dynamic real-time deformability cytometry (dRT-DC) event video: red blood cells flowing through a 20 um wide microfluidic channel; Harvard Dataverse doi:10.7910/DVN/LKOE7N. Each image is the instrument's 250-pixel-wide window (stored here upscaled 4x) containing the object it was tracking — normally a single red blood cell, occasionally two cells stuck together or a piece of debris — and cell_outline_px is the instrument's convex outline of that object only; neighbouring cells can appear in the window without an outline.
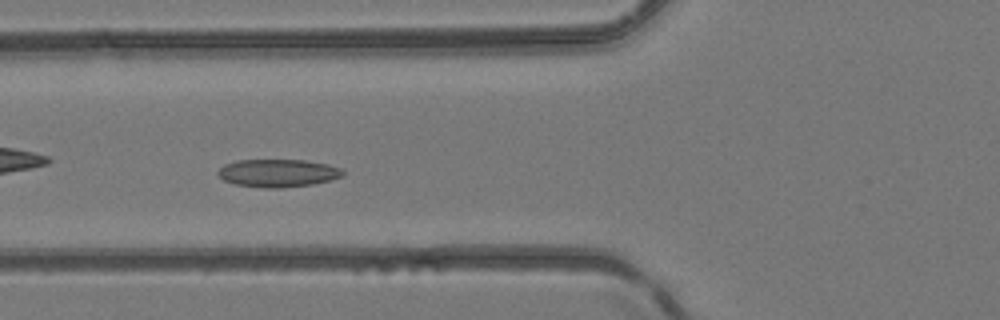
{"species": "common noctule bat (a hibernating species)", "species_latin": "Nyctalus noctula", "temperature_condition": "room temperature", "stored_images_in_passage": 47, "camera_frame_rate_fps": 3000, "um_per_image_px": 0.085, "animal": {"sex": "female", "body_mass_g": 24.6, "forearm_length_mm": 56.2}, "frame": {"image": 1, "passage_image": 17, "time_ms": 5.333, "image_size_px": [1000, 320], "cell_outline_px": [[344, 176], [332, 180], [312, 184], [280, 188], [264, 188], [236, 184], [224, 180], [216, 172], [224, 164], [236, 160], [304, 160], [328, 164], [340, 168], [344, 172]], "centroid_in_image_um": [23.64, 14.71], "position_along_channel_um": 102.2, "area_um2": 20.29}}
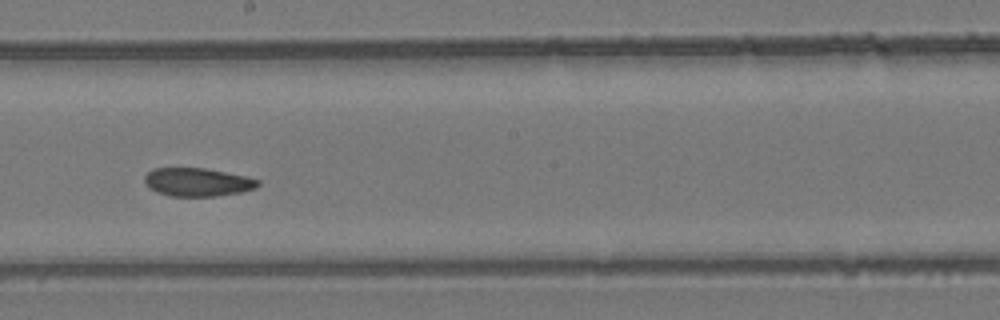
{"frame": {"image": 2, "passage_image": 26, "time_ms": 8.333, "image_size_px": [1000, 320], "cell_outline_px": [[260, 184], [256, 188], [240, 192], [216, 196], [172, 196], [156, 192], [144, 180], [144, 176], [152, 168], [204, 168], [244, 176], [260, 180]], "centroid_in_image_um": [16.79, 15.48], "position_along_channel_um": 231.4, "area_um2": 18.5}}
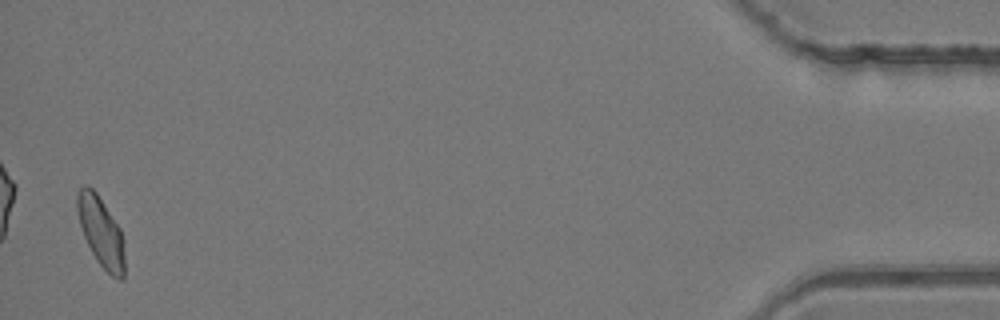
{"frame": {"image": 3, "passage_image": 46, "time_ms": 15.0, "image_size_px": [1000, 320], "cell_outline_px": [[124, 280], [120, 280], [112, 276], [96, 260], [84, 236], [80, 224], [76, 208], [76, 192], [84, 184], [88, 184], [96, 192], [120, 228], [124, 240]], "centroid_in_image_um": [8.58, 19.68], "position_along_channel_um": 426.6, "area_um2": 19.31}}